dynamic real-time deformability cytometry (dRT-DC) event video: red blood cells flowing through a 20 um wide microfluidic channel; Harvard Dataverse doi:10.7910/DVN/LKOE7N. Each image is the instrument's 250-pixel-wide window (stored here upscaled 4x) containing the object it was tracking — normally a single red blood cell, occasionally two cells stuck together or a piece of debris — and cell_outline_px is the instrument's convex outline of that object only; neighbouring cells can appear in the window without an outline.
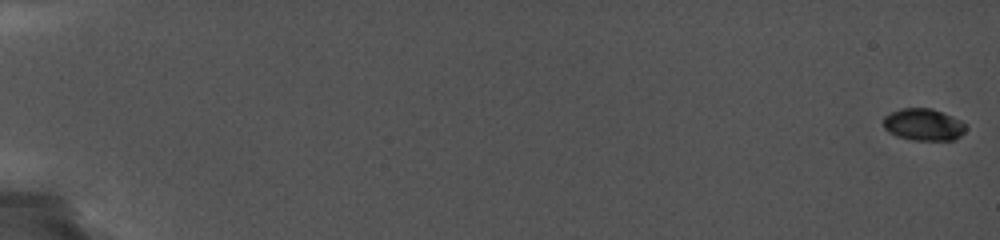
{"species": "common noctule bat (a hibernating species)", "species_latin": "Nyctalus noctula", "temperature_condition": "cold", "stored_images_in_passage": 35, "camera_frame_rate_fps": 5000, "um_per_image_px": 0.085, "animal": {"sex": "female", "body_mass_g": 19.0, "forearm_length_mm": 56.7}, "frame": {"image": 1, "passage_image": 1, "time_ms": 0.0, "image_size_px": [1000, 240], "cell_outline_px": [[968, 128], [960, 136], [952, 140], [912, 140], [896, 136], [888, 132], [884, 128], [884, 116], [900, 108], [932, 108], [952, 116], [960, 120]], "centroid_in_image_um": [78.49, 10.59], "position_along_channel_um": 6.5, "area_um2": 15.43}}
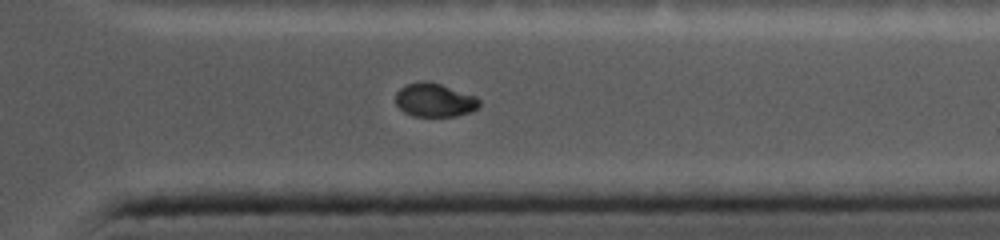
{"frame": {"image": 2, "passage_image": 32, "time_ms": 15.4, "image_size_px": [1000, 240], "cell_outline_px": [[480, 104], [472, 112], [456, 116], [412, 116], [404, 112], [396, 104], [396, 92], [400, 88], [408, 84], [420, 80], [428, 80], [476, 96], [480, 100]], "centroid_in_image_um": [36.94, 8.5], "position_along_channel_um": 374.5, "area_um2": 16.47}}
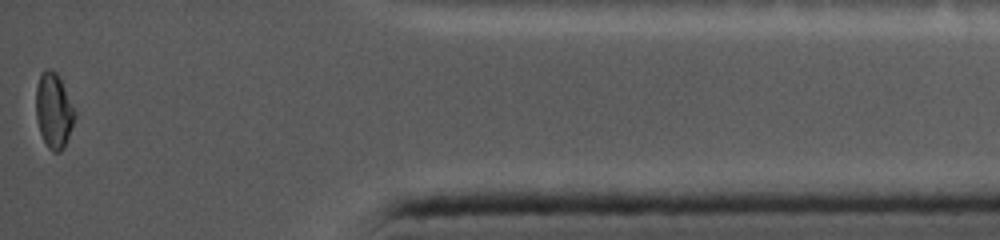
{"frame": {"image": 3, "passage_image": 35, "time_ms": 17.6, "image_size_px": [1000, 240], "cell_outline_px": [[76, 116], [64, 148], [60, 152], [52, 152], [48, 148], [40, 132], [36, 116], [36, 88], [40, 72], [44, 68], [48, 68], [56, 72], [60, 76], [76, 112]], "centroid_in_image_um": [4.57, 9.37], "position_along_channel_um": 430.6, "area_um2": 17.22}}